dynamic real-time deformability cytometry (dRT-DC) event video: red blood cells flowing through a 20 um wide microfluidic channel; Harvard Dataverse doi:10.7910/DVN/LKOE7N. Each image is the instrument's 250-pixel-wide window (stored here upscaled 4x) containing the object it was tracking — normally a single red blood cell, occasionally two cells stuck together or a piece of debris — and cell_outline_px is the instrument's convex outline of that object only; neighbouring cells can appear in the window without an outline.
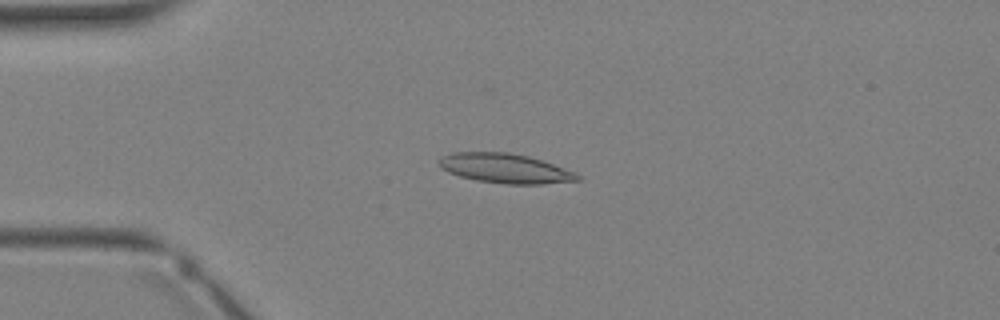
{"species": "Egyptian fruit bat (a non-hibernating species)", "species_latin": "Rousettus aegyptiacus", "temperature_condition": "warm", "stored_images_in_passage": 34, "camera_frame_rate_fps": 3000, "um_per_image_px": 0.085, "animal": {"sex": "female"}, "frame": {"image": 1, "passage_image": 8, "time_ms": 2.333, "image_size_px": [1000, 320], "cell_outline_px": [[580, 180], [544, 184], [504, 184], [476, 180], [460, 176], [448, 172], [440, 168], [440, 156], [452, 152], [508, 152], [528, 156], [576, 172], [580, 176]], "centroid_in_image_um": [42.92, 14.31], "position_along_channel_um": 42.1, "area_um2": 23.81}}
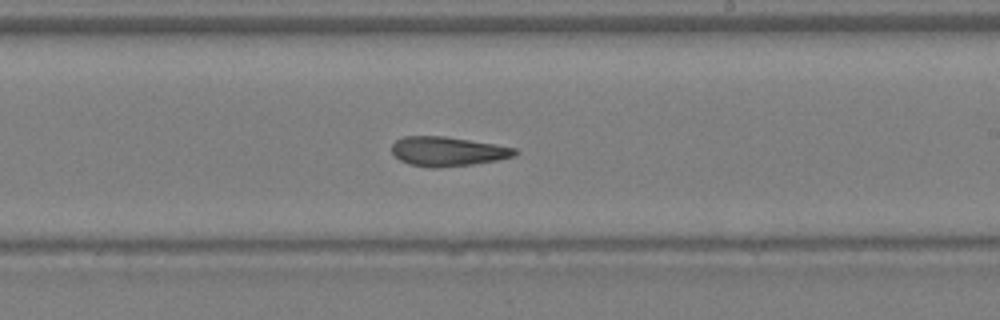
{"frame": {"image": 2, "passage_image": 20, "time_ms": 6.333, "image_size_px": [1000, 320], "cell_outline_px": [[520, 152], [516, 156], [476, 164], [436, 168], [428, 168], [408, 164], [400, 160], [392, 152], [392, 144], [396, 140], [404, 136], [444, 136], [516, 148]], "centroid_in_image_um": [38.05, 12.88], "position_along_channel_um": 251.0, "area_um2": 21.15}}
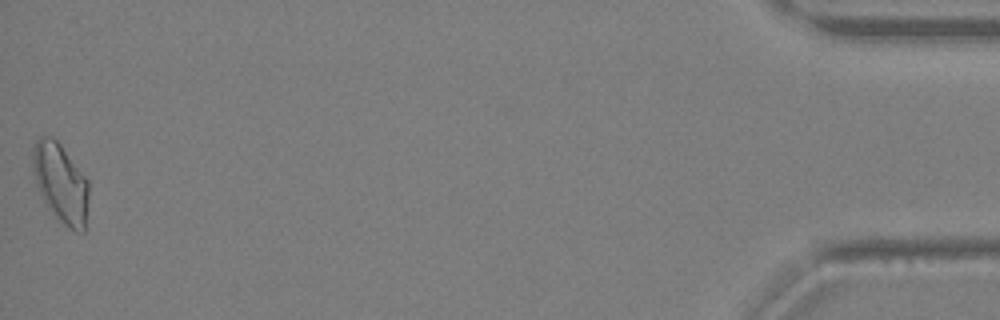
{"frame": {"image": 3, "passage_image": 34, "time_ms": 11.0, "image_size_px": [1000, 320], "cell_outline_px": [[88, 196], [84, 232], [76, 232], [64, 224], [48, 208], [36, 184], [32, 172], [32, 148], [36, 140], [40, 136], [52, 136], [60, 144], [88, 180]], "centroid_in_image_um": [5.13, 15.52], "position_along_channel_um": 430.1, "area_um2": 25.66}}